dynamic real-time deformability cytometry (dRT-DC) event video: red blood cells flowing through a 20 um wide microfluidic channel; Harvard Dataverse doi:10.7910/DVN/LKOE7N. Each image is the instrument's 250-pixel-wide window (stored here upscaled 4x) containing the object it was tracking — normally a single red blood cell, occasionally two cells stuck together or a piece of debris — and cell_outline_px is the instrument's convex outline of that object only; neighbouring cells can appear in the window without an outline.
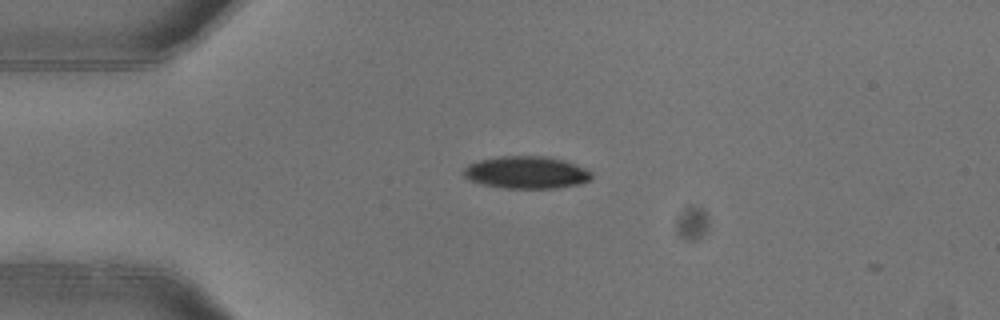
{"species": "common noctule bat (a hibernating species)", "species_latin": "Nyctalus noctula", "temperature_condition": "warm", "stored_images_in_passage": 2, "camera_frame_rate_fps": 3000, "um_per_image_px": 0.085, "animal": {"sex": "female"}, "frame": {"image": 1, "passage_image": 1, "time_ms": 0.0, "image_size_px": [1000, 320], "cell_outline_px": [[592, 180], [580, 184], [556, 188], [504, 188], [480, 184], [468, 180], [464, 176], [464, 168], [468, 164], [476, 160], [500, 156], [548, 156], [564, 160], [584, 168], [592, 172]], "centroid_in_image_um": [44.73, 14.66], "position_along_channel_um": 40.3, "area_um2": 24.39}}